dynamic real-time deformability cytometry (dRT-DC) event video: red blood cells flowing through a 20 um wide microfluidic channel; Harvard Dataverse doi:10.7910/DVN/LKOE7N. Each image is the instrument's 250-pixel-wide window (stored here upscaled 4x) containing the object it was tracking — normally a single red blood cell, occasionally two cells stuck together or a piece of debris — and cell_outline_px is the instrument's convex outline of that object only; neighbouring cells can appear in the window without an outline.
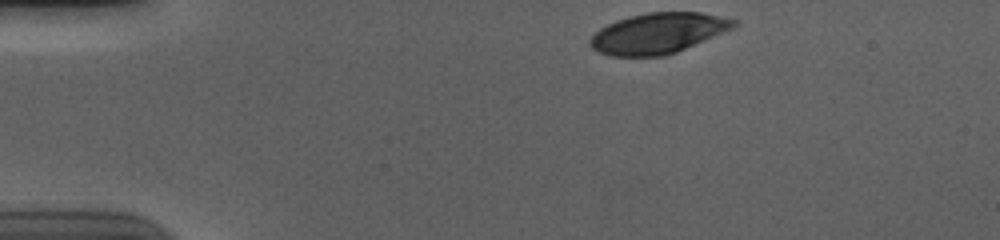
{"species": "human", "species_latin": "Homo sapiens", "temperature_condition": "cold", "stored_images_in_passage": 37, "camera_frame_rate_fps": 3000, "um_per_image_px": 0.085, "donor": {"sex": "male"}, "frame": {"image": 1, "passage_image": 1, "time_ms": 0.0, "image_size_px": [1000, 240], "cell_outline_px": [[740, 24], [732, 28], [676, 52], [664, 56], [612, 56], [600, 52], [592, 48], [588, 44], [588, 40], [600, 28], [616, 20], [628, 16], [648, 12], [700, 12], [736, 20]], "centroid_in_image_um": [55.9, 2.82], "position_along_channel_um": 29.1, "area_um2": 33.7}}
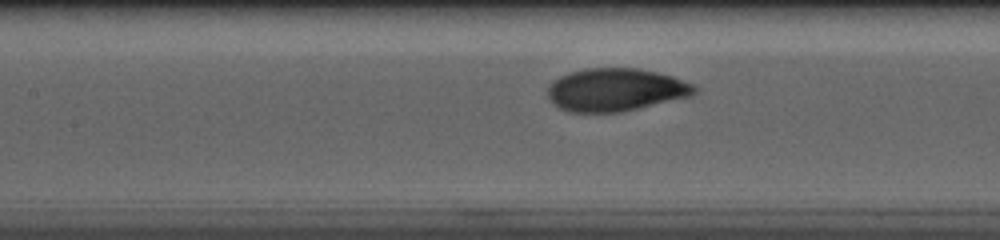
{"frame": {"image": 2, "passage_image": 17, "time_ms": 5.333, "image_size_px": [1000, 240], "cell_outline_px": [[700, 88], [692, 96], [620, 112], [568, 112], [560, 108], [548, 96], [548, 84], [552, 80], [568, 72], [584, 68], [636, 68], [656, 72], [672, 76], [692, 84]], "centroid_in_image_um": [52.32, 7.62], "position_along_channel_um": 155.1, "area_um2": 36.7}}
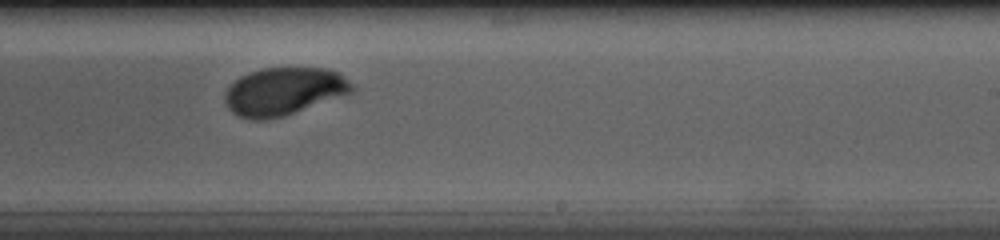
{"frame": {"image": 3, "passage_image": 26, "time_ms": 8.333, "image_size_px": [1000, 240], "cell_outline_px": [[356, 88], [352, 92], [284, 116], [264, 120], [252, 120], [236, 116], [228, 108], [224, 100], [224, 96], [228, 88], [240, 76], [248, 72], [260, 68], [324, 68], [340, 72]], "centroid_in_image_um": [24.1, 7.76], "position_along_channel_um": 264.9, "area_um2": 35.37}, "authors_computed_cell_mechanics": {"area_um2": 35.7782, "velocity_mm_per_s": 3.6782, "shape_relaxation_time_tau1_ms": 2.3708, "shape_relaxation_time_tau2_ms": null, "deformation_change_tau1": 0.1517, "deformation_change_tau2": null}}